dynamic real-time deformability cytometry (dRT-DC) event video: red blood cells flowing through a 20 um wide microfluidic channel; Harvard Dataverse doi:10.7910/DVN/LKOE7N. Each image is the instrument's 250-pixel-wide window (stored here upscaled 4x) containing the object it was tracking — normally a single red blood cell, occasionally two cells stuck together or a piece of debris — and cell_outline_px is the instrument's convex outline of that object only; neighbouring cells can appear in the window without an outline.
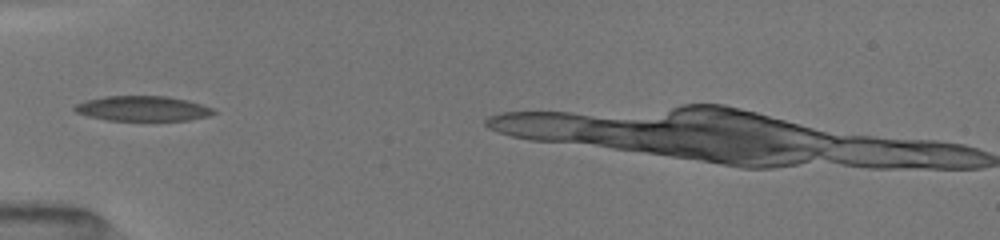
{"species": "common noctule bat (a hibernating species)", "species_latin": "Nyctalus noctula", "temperature_condition": "room temperature", "stored_images_in_passage": 31, "camera_frame_rate_fps": 3000, "um_per_image_px": 0.085, "animal": {"sex": "female", "body_mass_g": 19.5, "forearm_length_mm": 54.1}, "frame": {"image": 1, "passage_image": 1, "time_ms": 0.0, "image_size_px": [1000, 240], "cell_outline_px": [[216, 112], [208, 116], [188, 120], [108, 120], [88, 116], [76, 112], [72, 108], [76, 104], [88, 100], [104, 96], [168, 96], [188, 100], [212, 108]], "centroid_in_image_um": [12.12, 9.22], "position_along_channel_um": 72.9, "area_um2": 20.11}}
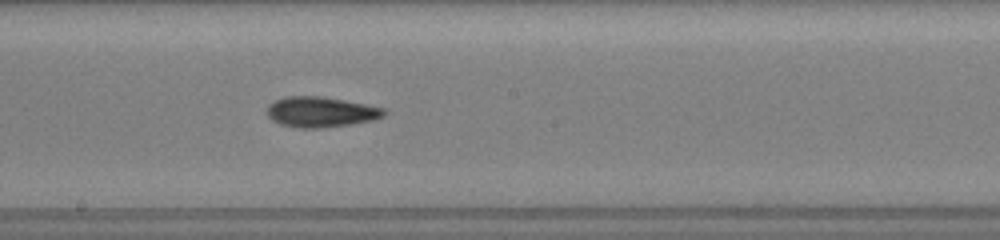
{"frame": {"image": 2, "passage_image": 16, "time_ms": 3.667, "image_size_px": [1000, 240], "cell_outline_px": [[388, 112], [384, 116], [372, 120], [352, 124], [320, 128], [300, 128], [280, 124], [272, 120], [268, 116], [268, 104], [284, 96], [320, 96], [344, 100], [384, 108]], "centroid_in_image_um": [27.27, 9.52], "position_along_channel_um": 220.9, "area_um2": 20.69}}
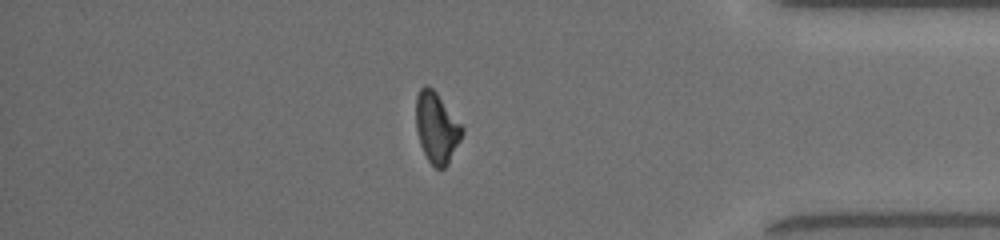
{"frame": {"image": 3, "passage_image": 30, "time_ms": 8.667, "image_size_px": [1000, 240], "cell_outline_px": [[464, 132], [448, 164], [444, 168], [436, 168], [428, 160], [420, 144], [416, 128], [416, 96], [420, 88], [424, 84], [428, 84], [436, 92], [464, 128]], "centroid_in_image_um": [37.1, 10.83], "position_along_channel_um": 398.1, "area_um2": 18.9}}